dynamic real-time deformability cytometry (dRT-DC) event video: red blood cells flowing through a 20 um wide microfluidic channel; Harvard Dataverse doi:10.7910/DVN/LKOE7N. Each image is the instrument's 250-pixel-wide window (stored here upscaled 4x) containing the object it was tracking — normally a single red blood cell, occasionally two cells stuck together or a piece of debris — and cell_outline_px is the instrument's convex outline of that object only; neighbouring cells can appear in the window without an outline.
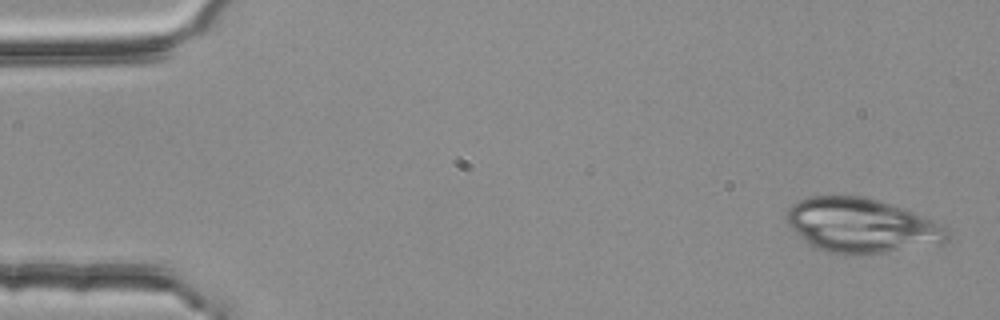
{"species": "common noctule bat (a hibernating species)", "species_latin": "Nyctalus noctula", "temperature_condition": "room temperature", "stored_images_in_passage": 5, "camera_frame_rate_fps": 3000, "um_per_image_px": 0.085, "animal": {"sex": "female", "body_mass_g": 25.1}, "frame": {"image": 1, "passage_image": 1, "time_ms": 0.0, "image_size_px": [1000, 320], "cell_outline_px": [[948, 240], [940, 244], [884, 252], [828, 252], [816, 248], [808, 244], [788, 224], [784, 216], [788, 208], [796, 200], [812, 196], [864, 196], [924, 216], [948, 228]], "centroid_in_image_um": [73.19, 19.14], "position_along_channel_um": 11.8, "area_um2": 50.11}}